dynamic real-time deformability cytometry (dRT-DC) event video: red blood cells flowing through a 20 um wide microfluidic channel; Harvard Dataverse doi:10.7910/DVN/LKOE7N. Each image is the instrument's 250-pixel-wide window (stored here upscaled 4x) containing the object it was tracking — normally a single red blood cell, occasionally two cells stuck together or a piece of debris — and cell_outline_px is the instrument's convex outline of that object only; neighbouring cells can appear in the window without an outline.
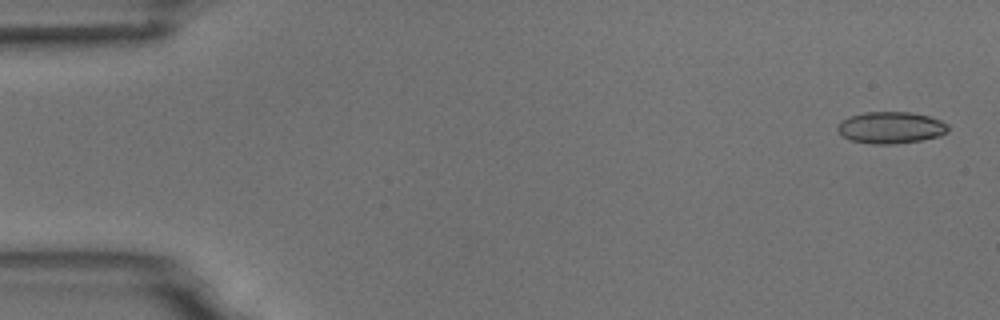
{"species": "common noctule bat (a hibernating species)", "species_latin": "Nyctalus noctula", "temperature_condition": "room temperature", "stored_images_in_passage": 5, "camera_frame_rate_fps": 3000, "um_per_image_px": 0.085, "animal": {"sex": "male", "body_mass_g": 18.8}, "frame": {"image": 1, "passage_image": 1, "time_ms": 0.0, "image_size_px": [1000, 320], "cell_outline_px": [[948, 132], [940, 136], [920, 140], [892, 144], [872, 144], [852, 140], [844, 136], [836, 128], [836, 124], [840, 120], [848, 116], [864, 112], [912, 112], [928, 116], [940, 120], [948, 124]], "centroid_in_image_um": [75.7, 10.83], "position_along_channel_um": 9.3, "area_um2": 20.52}}
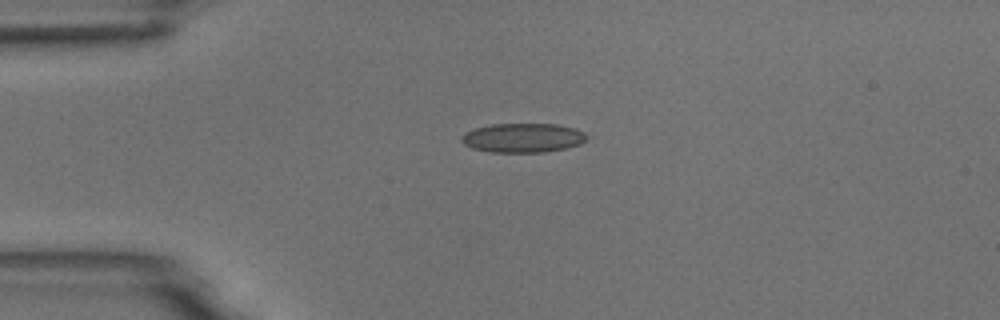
{"frame": {"image": 2, "passage_image": 4, "time_ms": 3.667, "image_size_px": [1000, 320], "cell_outline_px": [[592, 136], [580, 144], [564, 148], [544, 152], [492, 152], [472, 148], [464, 144], [460, 140], [460, 136], [464, 132], [476, 128], [492, 124], [556, 124], [576, 128]], "centroid_in_image_um": [44.47, 11.71], "position_along_channel_um": 40.5, "area_um2": 21.5}}